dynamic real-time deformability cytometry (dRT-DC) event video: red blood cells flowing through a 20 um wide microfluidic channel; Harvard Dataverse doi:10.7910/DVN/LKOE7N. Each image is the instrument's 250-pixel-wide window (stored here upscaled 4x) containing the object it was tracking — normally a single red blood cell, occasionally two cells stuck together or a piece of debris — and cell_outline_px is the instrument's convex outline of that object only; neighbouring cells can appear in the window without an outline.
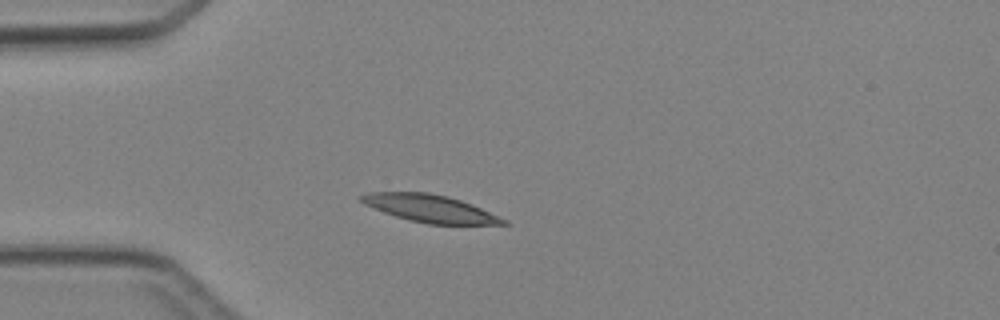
{"species": "Egyptian fruit bat (a non-hibernating species)", "species_latin": "Rousettus aegyptiacus", "temperature_condition": "cold", "stored_images_in_passage": 2, "camera_frame_rate_fps": 3000, "um_per_image_px": 0.085, "animal": {"sex": "female"}, "frame": {"image": 1, "passage_image": 1, "time_ms": 0.0, "image_size_px": [1000, 320], "cell_outline_px": [[508, 224], [428, 224], [408, 220], [384, 212], [364, 204], [356, 196], [368, 192], [428, 192], [448, 196], [472, 204], [508, 220]], "centroid_in_image_um": [36.53, 17.71], "position_along_channel_um": 48.5, "area_um2": 22.72}}